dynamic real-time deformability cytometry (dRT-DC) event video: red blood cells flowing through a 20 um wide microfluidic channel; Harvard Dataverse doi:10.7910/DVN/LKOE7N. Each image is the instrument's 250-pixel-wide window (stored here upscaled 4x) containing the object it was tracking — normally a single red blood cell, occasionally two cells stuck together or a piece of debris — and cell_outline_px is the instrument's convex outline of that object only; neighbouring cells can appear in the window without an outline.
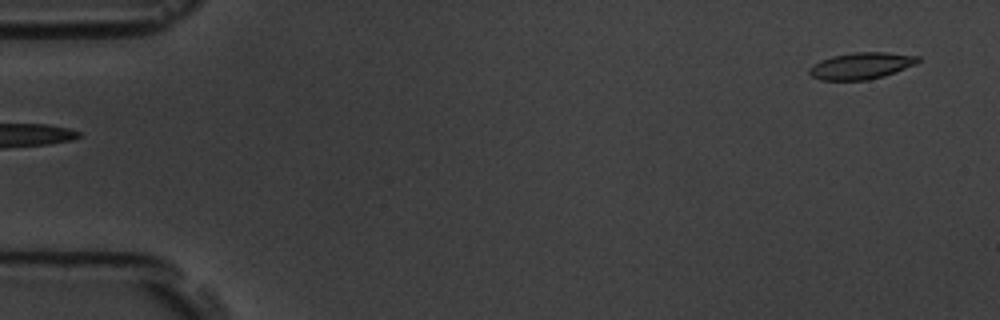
{"species": "common noctule bat (a hibernating species)", "species_latin": "Nyctalus noctula", "temperature_condition": "room temperature", "stored_images_in_passage": 5, "segment_of_instrument_passage": [2, 2], "camera_frame_rate_fps": 3000, "um_per_image_px": 0.085, "animal": {"sex": "male", "body_mass_g": 19.5, "forearm_length_mm": 54.6}, "frame": {"image": 1, "passage_image": 5, "time_ms": 5.333, "image_size_px": [1000, 320], "cell_outline_px": [[920, 60], [916, 64], [884, 76], [868, 80], [820, 80], [812, 76], [808, 72], [808, 68], [812, 64], [820, 60], [832, 56], [856, 52], [884, 52], [920, 56]], "centroid_in_image_um": [73.18, 5.59], "position_along_channel_um": 11.8, "area_um2": 16.94}}